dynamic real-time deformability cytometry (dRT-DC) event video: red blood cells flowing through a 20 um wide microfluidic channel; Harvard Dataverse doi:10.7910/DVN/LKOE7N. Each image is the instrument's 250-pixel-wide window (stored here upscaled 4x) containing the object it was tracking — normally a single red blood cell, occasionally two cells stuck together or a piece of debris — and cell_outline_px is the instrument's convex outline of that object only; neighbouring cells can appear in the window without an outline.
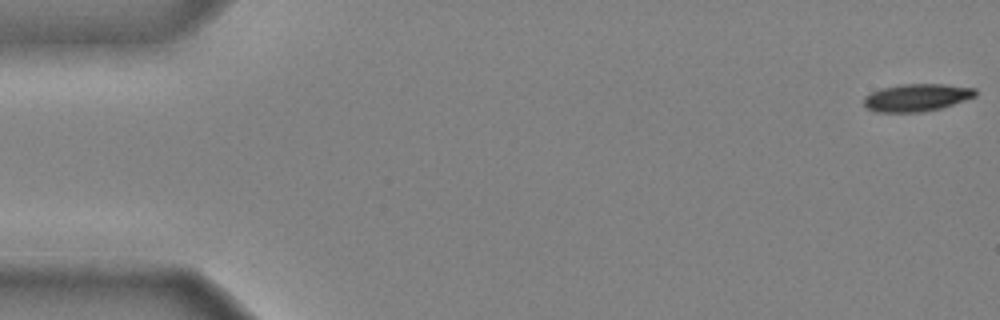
{"species": "common noctule bat (a hibernating species)", "species_latin": "Nyctalus noctula", "temperature_condition": "cold", "stored_images_in_passage": 46, "camera_frame_rate_fps": 3000, "um_per_image_px": 0.085, "animal": {"sex": "male", "body_mass_g": 20.4}, "frame": {"image": 1, "passage_image": 1, "time_ms": 0.0, "image_size_px": [1000, 320], "cell_outline_px": [[976, 96], [940, 108], [924, 112], [872, 112], [864, 108], [864, 96], [880, 88], [900, 84], [944, 84], [976, 88]], "centroid_in_image_um": [77.86, 8.29], "position_along_channel_um": 7.1, "area_um2": 18.03}}
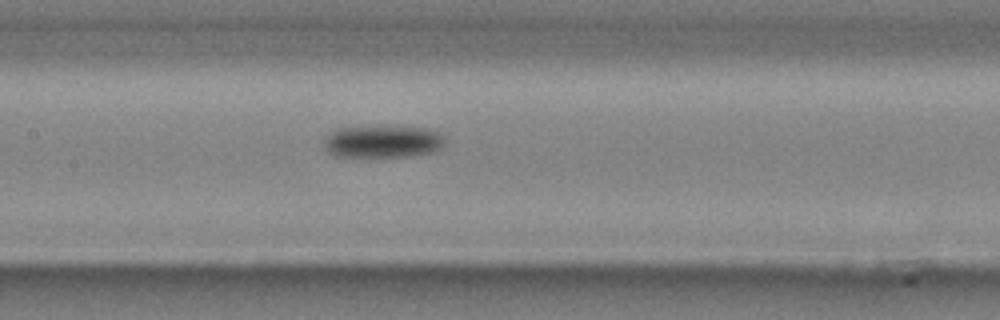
{"frame": {"image": 2, "passage_image": 24, "time_ms": 7.667, "image_size_px": [1000, 320], "cell_outline_px": [[444, 144], [440, 148], [432, 152], [408, 156], [336, 156], [328, 152], [324, 148], [324, 140], [336, 128], [380, 124], [384, 124], [424, 128], [440, 132], [444, 136]], "centroid_in_image_um": [32.53, 11.98], "position_along_channel_um": 174.9, "area_um2": 23.41}}
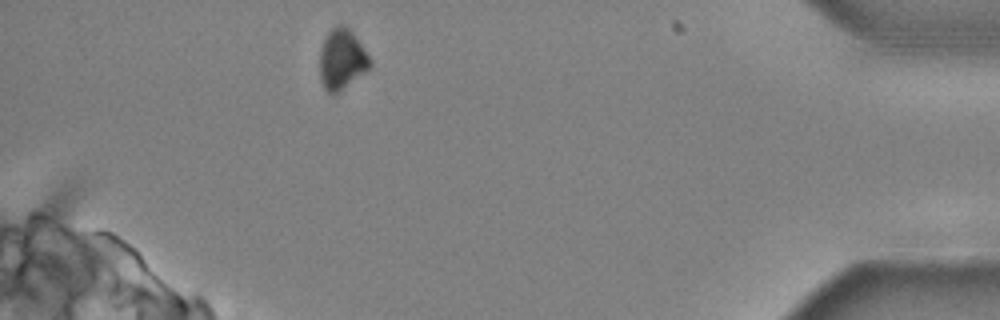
{"frame": {"image": 3, "passage_image": 45, "time_ms": 14.667, "image_size_px": [1000, 320], "cell_outline_px": [[372, 64], [368, 68], [332, 96], [324, 88], [320, 76], [320, 48], [324, 36], [336, 24], [344, 24], [352, 32], [368, 56]], "centroid_in_image_um": [29.0, 5.0], "position_along_channel_um": 406.2, "area_um2": 17.28}, "authors_computed_cell_mechanics": {"area_um2": 20.4323, "velocity_mm_per_s": 3.9532, "shape_relaxation_time_tau1_ms": 3.9686, "shape_relaxation_time_tau2_ms": null, "deformation_change_tau1": 0.1339, "deformation_change_tau2": null}}